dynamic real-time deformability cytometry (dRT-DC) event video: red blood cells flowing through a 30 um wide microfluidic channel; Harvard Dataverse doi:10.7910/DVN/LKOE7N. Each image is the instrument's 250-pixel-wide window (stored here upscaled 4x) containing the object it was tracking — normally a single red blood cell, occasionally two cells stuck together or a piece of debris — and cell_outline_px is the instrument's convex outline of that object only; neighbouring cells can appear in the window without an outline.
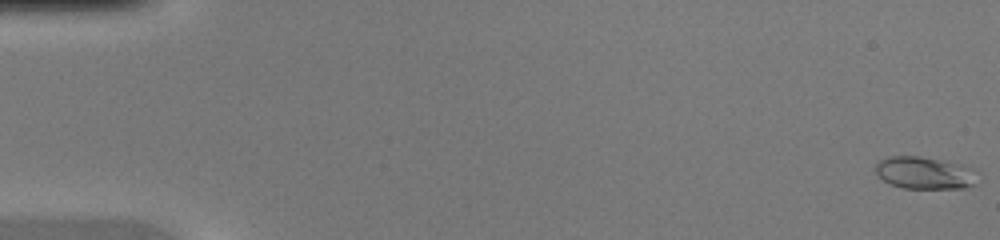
{"species": "common noctule bat (a hibernating species)", "species_latin": "Nyctalus noctula", "temperature_condition": "warm", "stored_images_in_passage": 46, "camera_frame_rate_fps": 3000, "um_per_image_px": 0.085, "animal": {"sex": "female", "body_mass_g": 20.0, "forearm_length_mm": 54.0}, "frame": {"image": 1, "passage_image": 1, "time_ms": 0.0, "image_size_px": [1000, 240], "cell_outline_px": [[972, 184], [964, 188], [904, 188], [892, 184], [876, 176], [876, 160], [888, 156], [920, 156], [936, 160], [948, 164], [972, 180]], "centroid_in_image_um": [78.19, 14.71], "position_along_channel_um": 6.8, "area_um2": 17.28}}
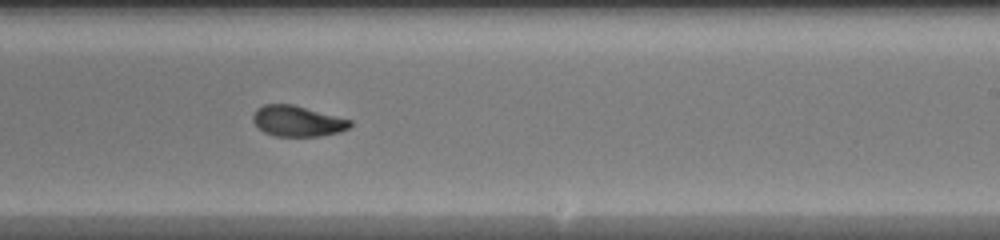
{"frame": {"image": 2, "passage_image": 29, "time_ms": 9.333, "image_size_px": [1000, 240], "cell_outline_px": [[352, 124], [348, 128], [340, 132], [320, 136], [276, 136], [264, 132], [252, 120], [252, 116], [256, 108], [264, 104], [292, 104], [352, 120]], "centroid_in_image_um": [25.28, 10.29], "position_along_channel_um": 263.7, "area_um2": 17.34}}
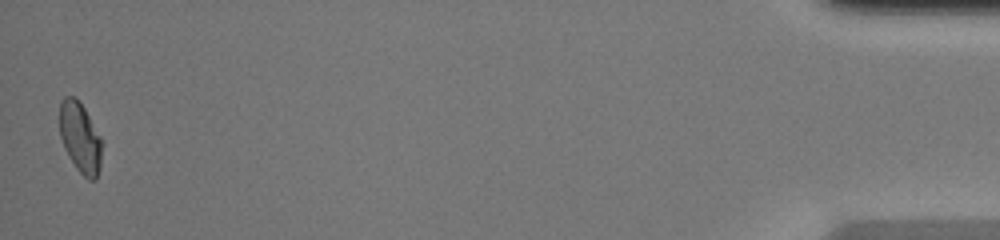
{"frame": {"image": 3, "passage_image": 46, "time_ms": 15.0, "image_size_px": [1000, 240], "cell_outline_px": [[100, 168], [96, 180], [88, 180], [76, 168], [68, 156], [64, 148], [60, 136], [60, 100], [64, 96], [76, 96], [84, 108], [100, 136]], "centroid_in_image_um": [6.79, 11.69], "position_along_channel_um": 428.4, "area_um2": 17.22}}